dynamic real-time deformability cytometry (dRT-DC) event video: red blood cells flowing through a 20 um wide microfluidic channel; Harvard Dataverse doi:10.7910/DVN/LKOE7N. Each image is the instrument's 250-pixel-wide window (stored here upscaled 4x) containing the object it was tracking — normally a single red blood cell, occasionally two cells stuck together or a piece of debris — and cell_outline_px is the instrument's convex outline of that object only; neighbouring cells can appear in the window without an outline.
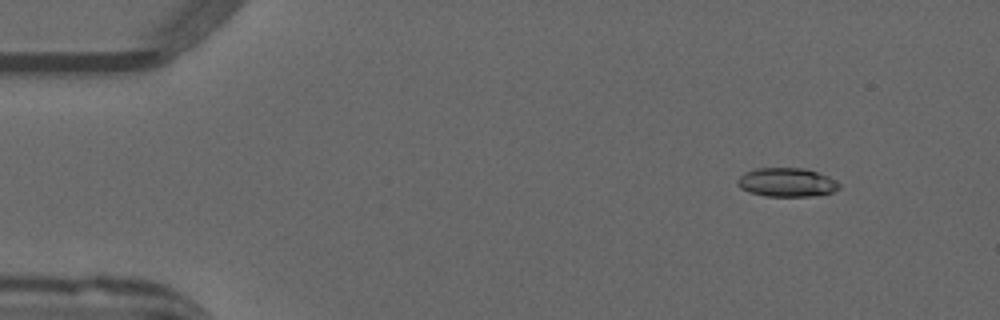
{"species": "common noctule bat (a hibernating species)", "species_latin": "Nyctalus noctula", "temperature_condition": "warm", "stored_images_in_passage": 16, "camera_frame_rate_fps": 3000, "um_per_image_px": 0.085, "animal": {"sex": "male", "forearm_length_mm": 52.5}, "frame": {"image": 1, "passage_image": 6, "time_ms": 1.667, "image_size_px": [1000, 320], "cell_outline_px": [[840, 188], [832, 192], [816, 196], [764, 196], [748, 192], [740, 188], [736, 184], [736, 180], [744, 172], [756, 168], [804, 168], [828, 176], [836, 180], [840, 184]], "centroid_in_image_um": [66.85, 15.5], "position_along_channel_um": 18.2, "area_um2": 17.28}}